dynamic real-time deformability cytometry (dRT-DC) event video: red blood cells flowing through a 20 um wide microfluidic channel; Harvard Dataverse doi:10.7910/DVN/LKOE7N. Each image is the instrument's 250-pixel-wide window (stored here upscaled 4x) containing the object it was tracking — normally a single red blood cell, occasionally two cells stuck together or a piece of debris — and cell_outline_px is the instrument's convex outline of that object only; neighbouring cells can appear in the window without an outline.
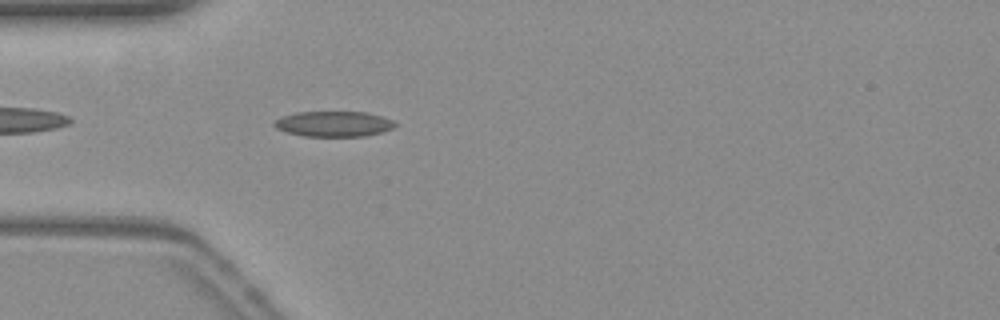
{"species": "common noctule bat (a hibernating species)", "species_latin": "Nyctalus noctula", "temperature_condition": "warm", "stored_images_in_passage": 7, "camera_frame_rate_fps": 3000, "um_per_image_px": 0.085, "animal": {"sex": "female", "body_mass_g": 19.3, "forearm_length_mm": 54.1}, "frame": {"image": 1, "passage_image": 3, "time_ms": 0.667, "image_size_px": [1000, 320], "cell_outline_px": [[396, 124], [392, 128], [380, 132], [364, 136], [304, 136], [288, 132], [276, 128], [272, 124], [276, 120], [284, 116], [296, 112], [368, 112], [384, 116], [392, 120]], "centroid_in_image_um": [28.38, 10.52], "position_along_channel_um": 56.6, "area_um2": 17.74}}
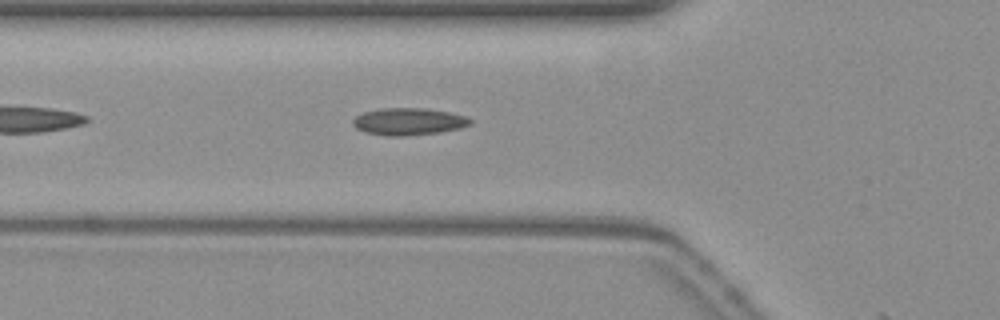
{"frame": {"image": 2, "passage_image": 6, "time_ms": 1.667, "image_size_px": [1000, 320], "cell_outline_px": [[472, 124], [460, 128], [440, 132], [404, 136], [384, 136], [364, 132], [356, 128], [352, 124], [352, 120], [356, 116], [364, 112], [380, 108], [424, 108], [448, 112], [464, 116], [472, 120]], "centroid_in_image_um": [34.7, 10.34], "position_along_channel_um": 91.1, "area_um2": 18.61}}